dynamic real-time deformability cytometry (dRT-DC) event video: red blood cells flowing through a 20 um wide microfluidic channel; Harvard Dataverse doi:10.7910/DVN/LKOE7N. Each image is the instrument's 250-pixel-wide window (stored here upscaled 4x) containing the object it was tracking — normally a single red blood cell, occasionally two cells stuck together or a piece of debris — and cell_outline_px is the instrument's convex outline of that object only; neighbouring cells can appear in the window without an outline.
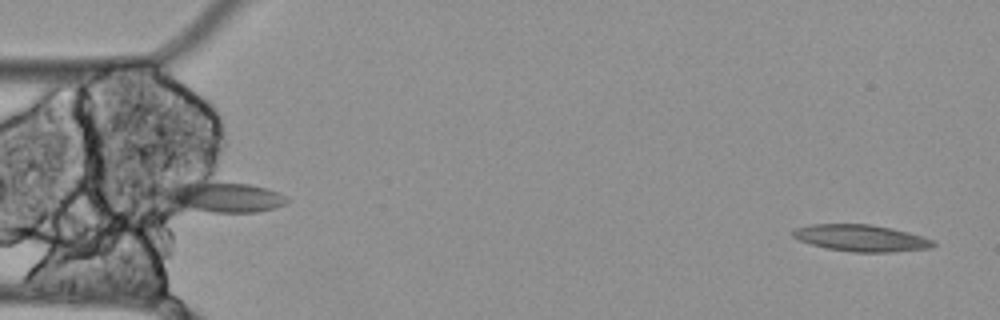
{"species": "Egyptian fruit bat (a non-hibernating species)", "species_latin": "Rousettus aegyptiacus", "temperature_condition": "cold", "stored_images_in_passage": 57, "camera_frame_rate_fps": 3000, "um_per_image_px": 0.085, "animal": {"sex": "female"}, "frame": {"image": 1, "passage_image": 2, "time_ms": 0.333, "image_size_px": [1000, 320], "cell_outline_px": [[936, 244], [928, 248], [888, 252], [852, 252], [828, 248], [812, 244], [800, 240], [792, 236], [792, 232], [796, 228], [812, 224], [868, 224], [892, 228], [924, 236], [932, 240]], "centroid_in_image_um": [73.2, 20.23], "position_along_channel_um": 11.8, "area_um2": 21.56}}
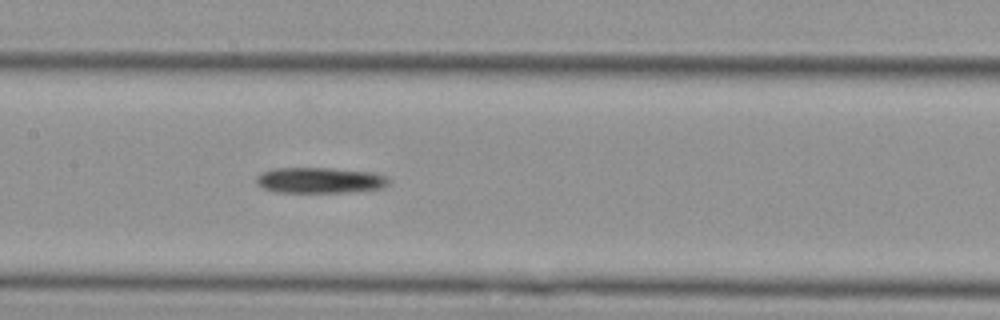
{"frame": {"image": 2, "passage_image": 26, "time_ms": 8.333, "image_size_px": [1000, 320], "cell_outline_px": [[388, 184], [380, 188], [340, 192], [276, 192], [264, 188], [256, 180], [256, 176], [272, 168], [328, 168], [372, 172], [384, 176], [388, 180]], "centroid_in_image_um": [27.14, 15.31], "position_along_channel_um": 180.3, "area_um2": 19.42}}
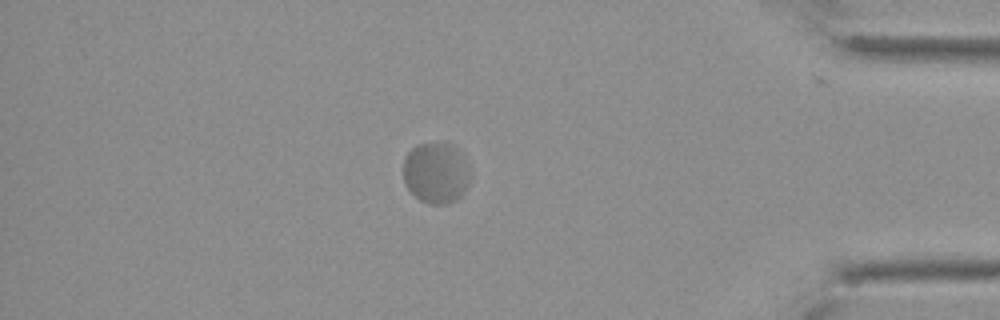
{"frame": {"image": 3, "passage_image": 49, "time_ms": 16.0, "image_size_px": [1000, 320], "cell_outline_px": [[468, 184], [464, 192], [456, 200], [448, 204], [428, 204], [420, 200], [408, 188], [404, 180], [404, 156], [416, 144], [452, 144], [460, 148], [468, 168]], "centroid_in_image_um": [37.06, 14.69], "position_along_channel_um": 398.1, "area_um2": 23.7}, "authors_computed_cell_mechanics": {"area_um2": 21.5016, "velocity_mm_per_s": 3.3091, "shape_relaxation_time_tau1_ms": 0.583, "shape_relaxation_time_tau2_ms": null, "deformation_change_tau1": null, "deformation_change_tau2": null}}